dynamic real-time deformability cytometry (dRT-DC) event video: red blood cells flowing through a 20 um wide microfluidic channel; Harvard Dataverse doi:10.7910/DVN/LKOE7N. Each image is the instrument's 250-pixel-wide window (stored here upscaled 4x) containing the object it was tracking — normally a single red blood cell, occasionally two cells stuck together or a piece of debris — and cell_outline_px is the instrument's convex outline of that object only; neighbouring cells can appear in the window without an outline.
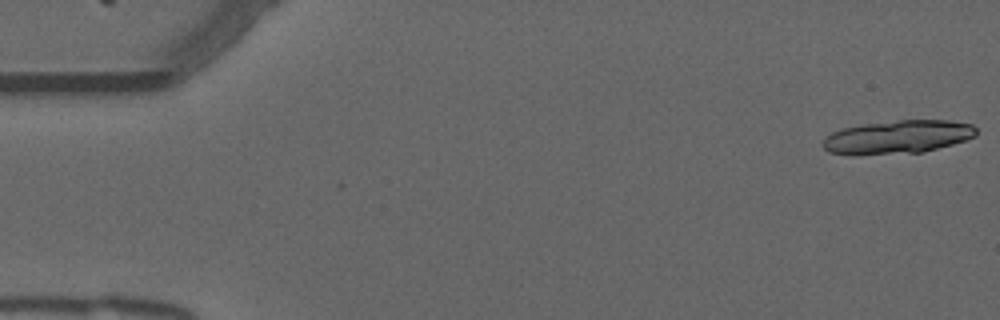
{"species": "common noctule bat (a hibernating species)", "species_latin": "Nyctalus noctula", "temperature_condition": "warm", "stored_images_in_passage": 18, "camera_frame_rate_fps": 3000, "um_per_image_px": 0.085, "animal": {"sex": "male", "forearm_length_mm": 52.5}, "frame": {"image": 1, "passage_image": 1, "time_ms": 0.0, "image_size_px": [1000, 320], "cell_outline_px": [[976, 136], [952, 144], [920, 152], [860, 156], [852, 156], [828, 152], [820, 144], [832, 132], [844, 128], [864, 124], [900, 120], [948, 120], [972, 124], [976, 128]], "centroid_in_image_um": [76.25, 11.66], "position_along_channel_um": 8.7, "area_um2": 29.94}}